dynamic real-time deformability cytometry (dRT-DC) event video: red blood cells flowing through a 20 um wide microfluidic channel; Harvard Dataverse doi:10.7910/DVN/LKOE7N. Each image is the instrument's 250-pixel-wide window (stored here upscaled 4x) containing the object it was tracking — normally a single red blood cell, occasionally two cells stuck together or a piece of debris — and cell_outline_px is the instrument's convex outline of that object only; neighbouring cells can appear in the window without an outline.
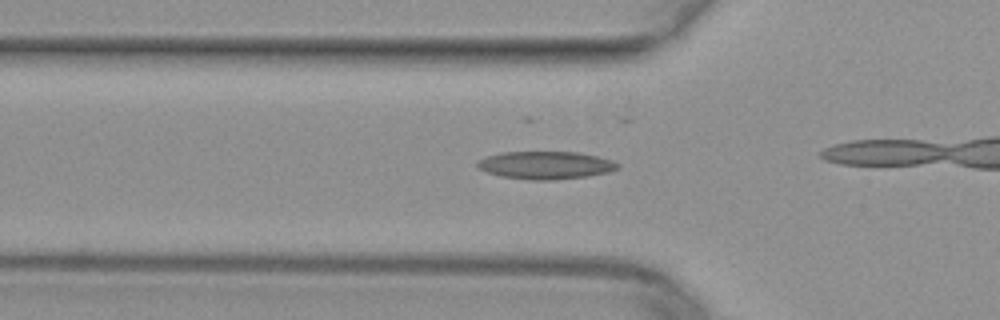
{"species": "common noctule bat (a hibernating species)", "species_latin": "Nyctalus noctula", "temperature_condition": "warm", "stored_images_in_passage": 31, "camera_frame_rate_fps": 3000, "um_per_image_px": 0.085, "animal": {"sex": "female", "body_mass_g": 29.2, "forearm_length_mm": 56.3}, "frame": {"image": 1, "passage_image": 9, "time_ms": 2.667, "image_size_px": [1000, 320], "cell_outline_px": [[620, 168], [608, 172], [588, 176], [552, 180], [532, 180], [500, 176], [488, 172], [480, 168], [476, 164], [480, 160], [488, 156], [504, 152], [580, 152], [612, 160], [620, 164]], "centroid_in_image_um": [46.43, 14.04], "position_along_channel_um": 79.4, "area_um2": 22.54}}
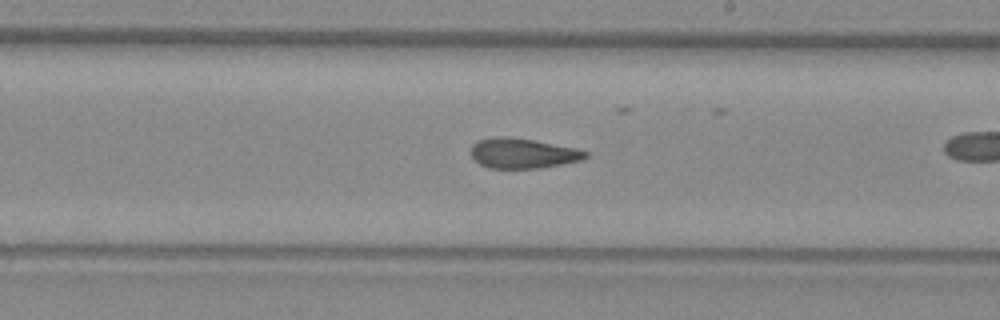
{"frame": {"image": 2, "passage_image": 21, "time_ms": 6.667, "image_size_px": [1000, 320], "cell_outline_px": [[588, 156], [584, 160], [540, 168], [488, 168], [480, 164], [468, 152], [472, 144], [476, 140], [496, 136], [504, 136], [532, 140], [576, 148], [588, 152]], "centroid_in_image_um": [44.41, 13.03], "position_along_channel_um": 244.6, "area_um2": 20.23}}
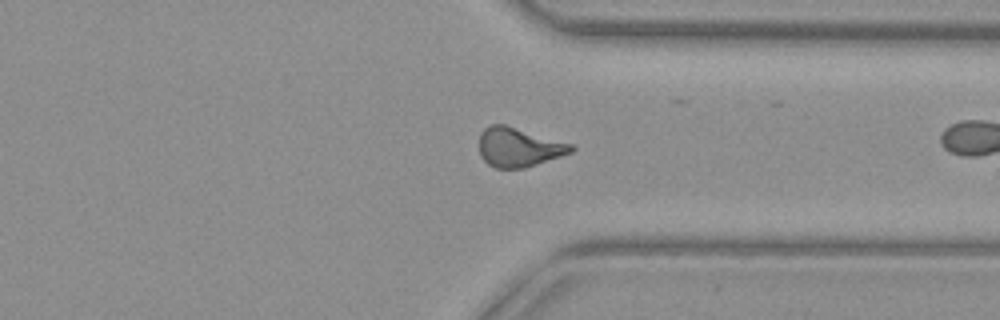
{"frame": {"image": 3, "passage_image": 30, "time_ms": 9.667, "image_size_px": [1000, 320], "cell_outline_px": [[576, 148], [572, 152], [524, 168], [496, 168], [488, 164], [480, 156], [480, 132], [488, 124], [504, 124], [572, 144]], "centroid_in_image_um": [44.06, 12.5], "position_along_channel_um": 367.3, "area_um2": 20.87}}